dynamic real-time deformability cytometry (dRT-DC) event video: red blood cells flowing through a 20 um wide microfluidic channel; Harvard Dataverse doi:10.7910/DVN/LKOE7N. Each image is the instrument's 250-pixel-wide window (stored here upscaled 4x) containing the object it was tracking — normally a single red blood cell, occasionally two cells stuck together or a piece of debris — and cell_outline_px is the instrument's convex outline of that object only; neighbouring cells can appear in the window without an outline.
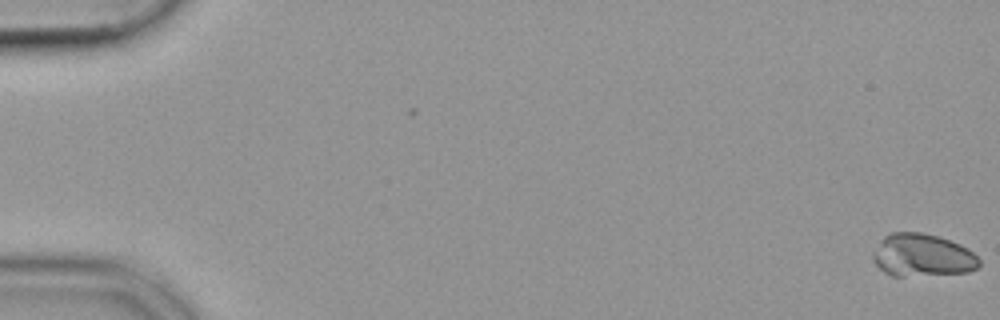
{"species": "common noctule bat (a hibernating species)", "species_latin": "Nyctalus noctula", "temperature_condition": "cold", "stored_images_in_passage": 2, "camera_frame_rate_fps": 3000, "um_per_image_px": 0.085, "animal": {"sex": "female", "body_mass_g": 19.9}, "frame": {"image": 1, "passage_image": 2, "time_ms": 0.333, "image_size_px": [1000, 320], "cell_outline_px": [[980, 264], [976, 268], [968, 272], [904, 276], [892, 276], [884, 272], [872, 260], [872, 252], [880, 240], [884, 236], [892, 232], [920, 232], [940, 236], [960, 244], [968, 248], [980, 260]], "centroid_in_image_um": [78.37, 21.68], "position_along_channel_um": 6.6, "area_um2": 26.53}}